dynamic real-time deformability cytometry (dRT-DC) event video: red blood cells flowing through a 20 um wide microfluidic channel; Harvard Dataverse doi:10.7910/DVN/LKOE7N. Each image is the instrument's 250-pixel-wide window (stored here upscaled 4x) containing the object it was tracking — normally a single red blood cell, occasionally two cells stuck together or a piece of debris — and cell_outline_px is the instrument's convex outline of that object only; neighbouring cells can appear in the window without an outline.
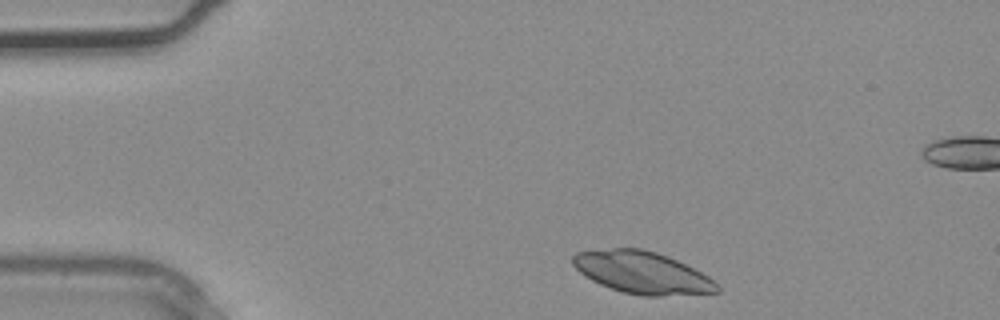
{"species": "common noctule bat (a hibernating species)", "species_latin": "Nyctalus noctula", "temperature_condition": "warm", "stored_images_in_passage": 3, "camera_frame_rate_fps": 3000, "um_per_image_px": 0.085, "animal": {"sex": "male", "body_mass_g": 20.4}, "frame": {"image": 1, "passage_image": 1, "time_ms": 0.0, "image_size_px": [1000, 320], "cell_outline_px": [[720, 292], [660, 296], [640, 296], [624, 292], [600, 284], [584, 276], [572, 264], [572, 256], [576, 252], [612, 248], [640, 248], [656, 252], [668, 256], [708, 276], [720, 288]], "centroid_in_image_um": [54.56, 23.17], "position_along_channel_um": 30.4, "area_um2": 35.14}}